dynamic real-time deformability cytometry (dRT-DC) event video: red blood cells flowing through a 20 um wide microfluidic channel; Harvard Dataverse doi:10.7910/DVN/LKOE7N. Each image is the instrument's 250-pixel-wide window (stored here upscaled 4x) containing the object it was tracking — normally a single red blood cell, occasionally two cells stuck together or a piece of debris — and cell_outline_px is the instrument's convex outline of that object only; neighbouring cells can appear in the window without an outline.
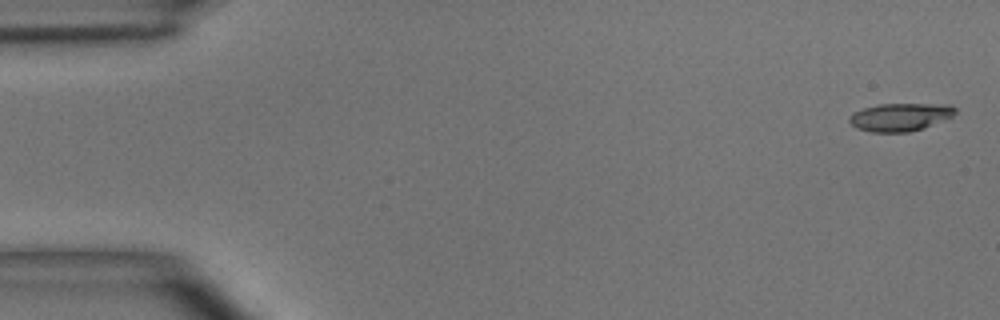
{"species": "common noctule bat (a hibernating species)", "species_latin": "Nyctalus noctula", "temperature_condition": "room temperature", "stored_images_in_passage": 4, "camera_frame_rate_fps": 3000, "um_per_image_px": 0.085, "animal": {"sex": "male", "body_mass_g": 15.6}, "frame": {"image": 1, "passage_image": 1, "time_ms": 0.0, "image_size_px": [1000, 320], "cell_outline_px": [[956, 112], [952, 116], [924, 128], [908, 132], [872, 132], [856, 128], [848, 120], [848, 116], [852, 112], [864, 108], [880, 104], [948, 104], [956, 108]], "centroid_in_image_um": [76.49, 9.94], "position_along_channel_um": 8.5, "area_um2": 17.22}}
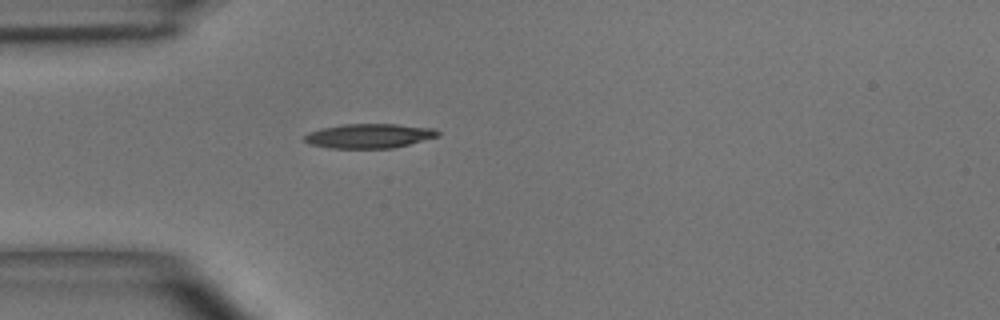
{"frame": {"image": 2, "passage_image": 4, "time_ms": 4.333, "image_size_px": [1000, 320], "cell_outline_px": [[440, 136], [392, 148], [328, 148], [308, 144], [304, 140], [304, 136], [308, 132], [320, 128], [344, 124], [396, 124], [432, 128], [440, 132]], "centroid_in_image_um": [31.34, 11.55], "position_along_channel_um": 53.7, "area_um2": 19.02}}